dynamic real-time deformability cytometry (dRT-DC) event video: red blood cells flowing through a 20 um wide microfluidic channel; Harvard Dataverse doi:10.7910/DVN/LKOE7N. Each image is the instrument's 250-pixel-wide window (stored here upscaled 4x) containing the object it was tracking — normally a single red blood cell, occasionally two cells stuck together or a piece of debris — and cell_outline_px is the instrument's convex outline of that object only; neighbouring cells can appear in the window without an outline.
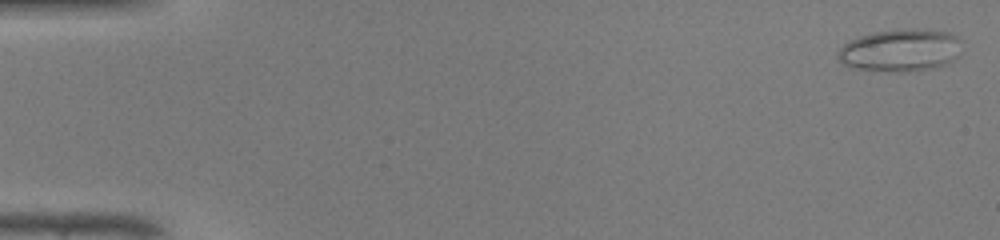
{"species": "common noctule bat (a hibernating species)", "species_latin": "Nyctalus noctula", "temperature_condition": "warm", "stored_images_in_passage": 11, "camera_frame_rate_fps": 3000, "um_per_image_px": 0.085, "animal": {"sex": "male", "body_mass_g": 19.0, "forearm_length_mm": 50.8}, "frame": {"image": 1, "passage_image": 1, "time_ms": 0.0, "image_size_px": [1000, 240], "cell_outline_px": [[960, 40], [956, 56], [952, 60], [944, 64], [932, 68], [904, 72], [888, 72], [852, 68], [844, 64], [836, 56], [836, 52], [848, 40], [872, 32], [896, 28], [904, 28], [948, 32], [956, 36]], "centroid_in_image_um": [76.45, 4.27], "position_along_channel_um": 8.6, "area_um2": 30.69}}